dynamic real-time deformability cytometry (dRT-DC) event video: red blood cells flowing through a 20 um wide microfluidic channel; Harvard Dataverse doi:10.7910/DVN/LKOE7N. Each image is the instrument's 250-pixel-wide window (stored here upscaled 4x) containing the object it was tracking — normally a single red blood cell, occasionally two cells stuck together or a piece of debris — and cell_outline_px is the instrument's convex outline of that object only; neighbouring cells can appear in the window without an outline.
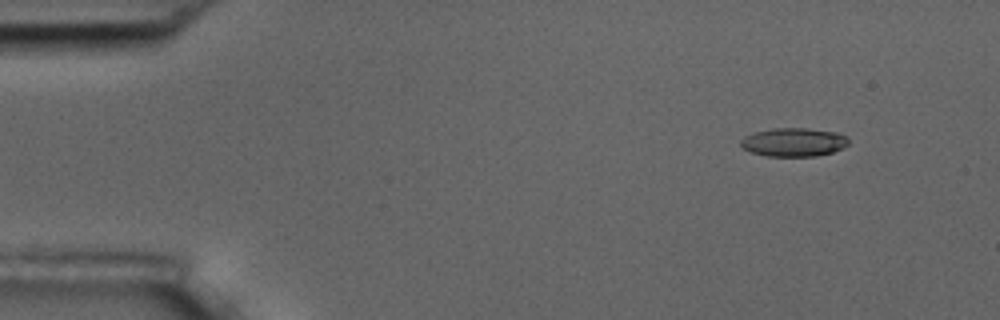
{"species": "common noctule bat (a hibernating species)", "species_latin": "Nyctalus noctula", "temperature_condition": "room temperature", "stored_images_in_passage": 6, "camera_frame_rate_fps": 3000, "um_per_image_px": 0.085, "animal": {"sex": "male", "body_mass_g": 17.5, "forearm_length_mm": 52.3}, "frame": {"image": 1, "passage_image": 2, "time_ms": 1.333, "image_size_px": [1000, 320], "cell_outline_px": [[848, 144], [832, 152], [816, 156], [768, 156], [752, 152], [744, 148], [740, 144], [740, 140], [744, 136], [756, 132], [772, 128], [808, 128], [836, 132], [848, 136]], "centroid_in_image_um": [67.47, 12.07], "position_along_channel_um": 17.5, "area_um2": 17.86}}
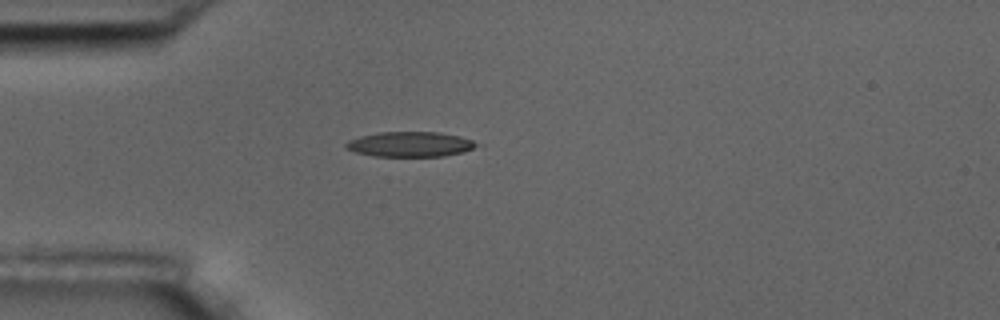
{"frame": {"image": 2, "passage_image": 5, "time_ms": 4.667, "image_size_px": [1000, 320], "cell_outline_px": [[484, 144], [460, 152], [444, 156], [372, 156], [356, 152], [344, 148], [344, 144], [348, 140], [360, 136], [380, 132], [440, 132], [460, 136]], "centroid_in_image_um": [34.85, 12.25], "position_along_channel_um": 50.1, "area_um2": 19.13}}